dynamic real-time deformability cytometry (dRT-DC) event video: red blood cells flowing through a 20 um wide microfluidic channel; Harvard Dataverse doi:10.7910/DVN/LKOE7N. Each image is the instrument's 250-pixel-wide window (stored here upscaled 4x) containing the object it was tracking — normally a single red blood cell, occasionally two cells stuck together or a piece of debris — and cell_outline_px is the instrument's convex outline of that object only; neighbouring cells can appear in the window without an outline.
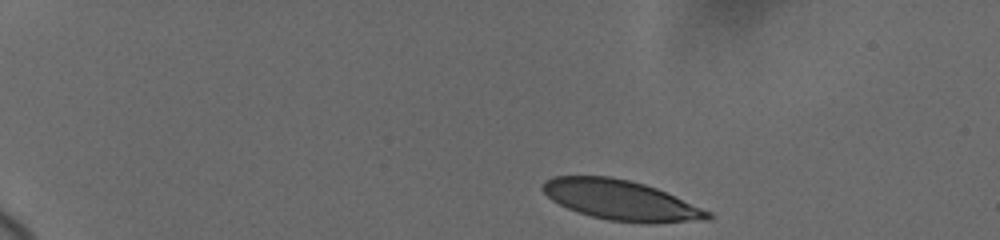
{"species": "human", "species_latin": "Homo sapiens", "temperature_condition": "cold", "stored_images_in_passage": 55, "camera_frame_rate_fps": 3000, "um_per_image_px": 0.085, "donor": {"sex": "female"}, "frame": {"image": 1, "passage_image": 1, "time_ms": 0.0, "image_size_px": [1000, 240], "cell_outline_px": [[712, 216], [708, 220], [608, 220], [592, 216], [568, 208], [552, 200], [540, 188], [544, 180], [552, 176], [612, 176], [644, 184], [656, 188], [712, 212]], "centroid_in_image_um": [52.67, 16.95], "position_along_channel_um": 32.3, "area_um2": 37.05}}
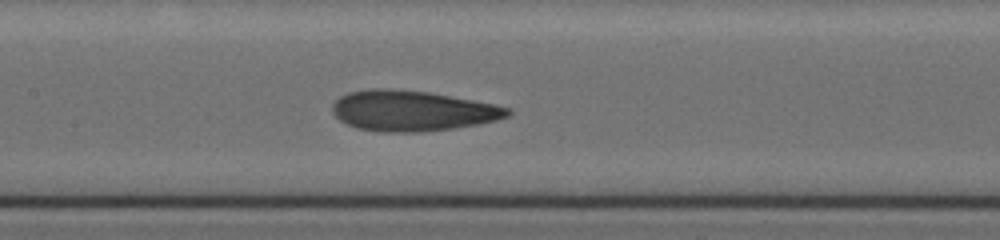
{"frame": {"image": 2, "passage_image": 31, "time_ms": 6.667, "image_size_px": [1000, 240], "cell_outline_px": [[512, 112], [508, 116], [496, 120], [480, 124], [424, 132], [376, 132], [356, 128], [340, 120], [332, 112], [332, 104], [340, 96], [348, 92], [372, 88], [380, 88], [428, 92], [472, 100], [492, 104], [508, 108]], "centroid_in_image_um": [35.0, 9.43], "position_along_channel_um": 172.4, "area_um2": 41.21}}
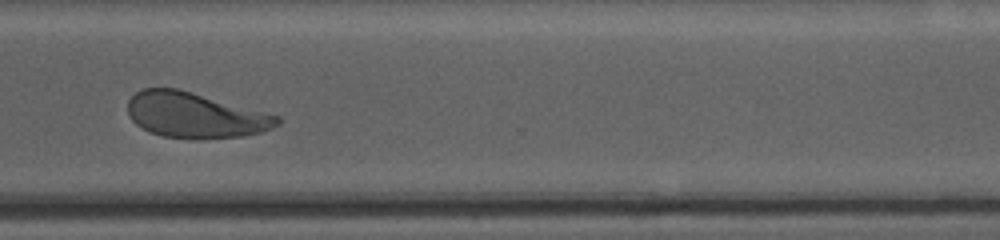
{"frame": {"image": 3, "passage_image": 54, "time_ms": 11.667, "image_size_px": [1000, 240], "cell_outline_px": [[280, 124], [264, 132], [244, 136], [164, 136], [148, 132], [136, 124], [132, 120], [128, 112], [128, 100], [136, 92], [144, 88], [176, 88], [280, 116]], "centroid_in_image_um": [16.57, 9.76], "position_along_channel_um": 354.0, "area_um2": 38.49}}